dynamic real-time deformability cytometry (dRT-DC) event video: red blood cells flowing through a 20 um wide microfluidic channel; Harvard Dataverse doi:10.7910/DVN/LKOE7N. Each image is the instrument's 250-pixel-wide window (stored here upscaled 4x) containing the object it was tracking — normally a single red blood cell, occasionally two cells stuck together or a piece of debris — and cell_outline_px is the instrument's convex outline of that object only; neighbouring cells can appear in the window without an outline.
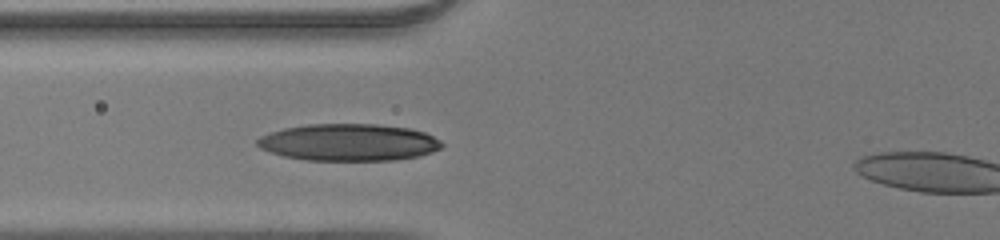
{"species": "human", "species_latin": "Homo sapiens", "temperature_condition": "room temperature", "stored_images_in_passage": 28, "camera_frame_rate_fps": 3000, "um_per_image_px": 0.085, "donor": {"sex": "male"}, "frame": {"image": 1, "passage_image": 12, "time_ms": 3.667, "image_size_px": [1000, 240], "cell_outline_px": [[436, 148], [408, 156], [356, 160], [344, 160], [300, 156], [300, 128], [396, 128], [416, 132], [428, 136], [436, 144]], "centroid_in_image_um": [30.78, 12.17], "position_along_channel_um": 95.0, "area_um2": 26.93}}
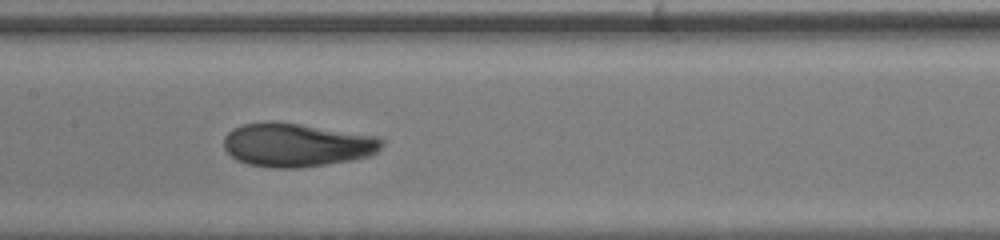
{"frame": {"image": 2, "passage_image": 18, "time_ms": 5.667, "image_size_px": [1000, 240], "cell_outline_px": [[376, 144], [372, 148], [364, 152], [348, 156], [304, 164], [264, 164], [248, 160], [232, 152], [232, 148], [264, 124], [280, 124], [372, 140]], "centroid_in_image_um": [25.3, 12.37], "position_along_channel_um": 182.1, "area_um2": 28.09}}
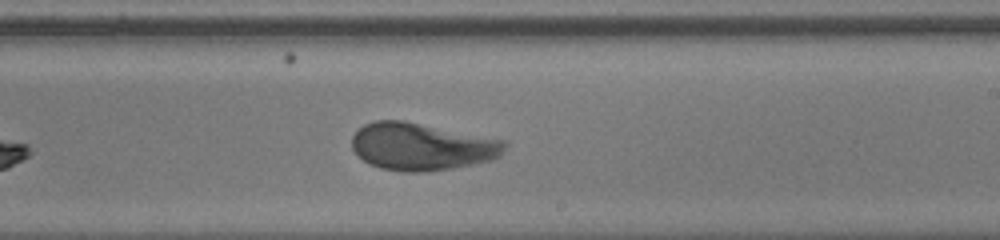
{"frame": {"image": 3, "passage_image": 23, "time_ms": 7.333, "image_size_px": [1000, 240], "cell_outline_px": [[464, 148], [440, 164], [428, 168], [396, 168], [380, 164], [368, 160], [360, 152], [356, 136], [364, 128], [372, 124], [404, 124], [416, 128], [460, 144]], "centroid_in_image_um": [34.39, 12.45], "position_along_channel_um": 254.6, "area_um2": 24.74}}